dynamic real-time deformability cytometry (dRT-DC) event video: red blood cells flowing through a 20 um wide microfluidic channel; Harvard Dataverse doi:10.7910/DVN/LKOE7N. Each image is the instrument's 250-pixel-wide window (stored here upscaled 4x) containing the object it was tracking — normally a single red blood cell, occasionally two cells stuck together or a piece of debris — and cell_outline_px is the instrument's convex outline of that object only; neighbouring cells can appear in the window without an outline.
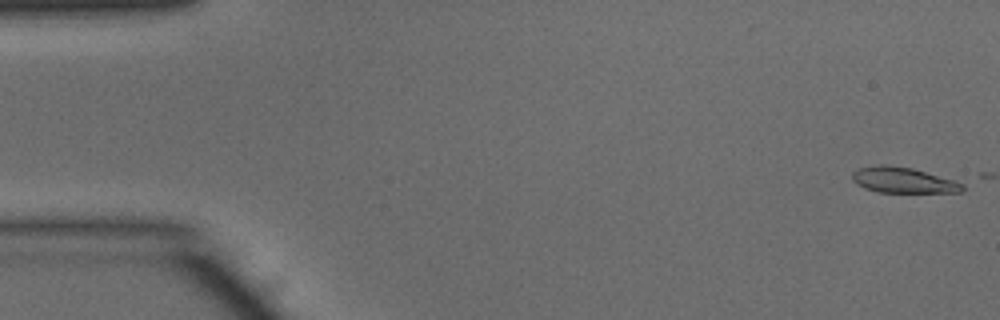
{"species": "common noctule bat (a hibernating species)", "species_latin": "Nyctalus noctula", "temperature_condition": "warm", "stored_images_in_passage": 8, "camera_frame_rate_fps": 3000, "um_per_image_px": 0.085, "animal": {"sex": "male", "body_mass_g": 15.6}, "frame": {"image": 1, "passage_image": 1, "time_ms": 0.0, "image_size_px": [1000, 320], "cell_outline_px": [[964, 188], [960, 192], [880, 192], [864, 188], [856, 184], [852, 180], [852, 172], [860, 168], [880, 164], [888, 164], [912, 168], [952, 180], [964, 184]], "centroid_in_image_um": [76.71, 15.31], "position_along_channel_um": 8.3, "area_um2": 16.3}}